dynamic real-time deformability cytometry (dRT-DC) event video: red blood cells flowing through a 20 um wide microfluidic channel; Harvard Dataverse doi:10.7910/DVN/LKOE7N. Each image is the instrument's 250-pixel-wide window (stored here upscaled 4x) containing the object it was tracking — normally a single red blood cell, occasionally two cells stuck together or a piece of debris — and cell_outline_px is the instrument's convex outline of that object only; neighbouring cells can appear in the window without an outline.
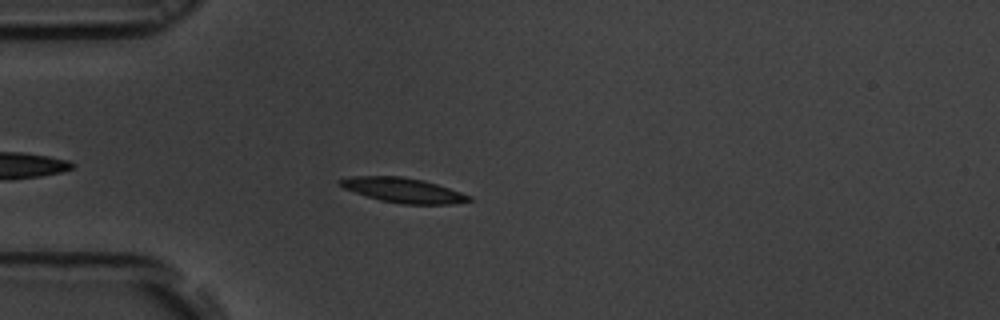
{"species": "common noctule bat (a hibernating species)", "species_latin": "Nyctalus noctula", "temperature_condition": "room temperature", "stored_images_in_passage": 42, "camera_frame_rate_fps": 3000, "um_per_image_px": 0.085, "animal": {"sex": "male", "body_mass_g": 19.5, "forearm_length_mm": 54.6}, "frame": {"image": 1, "passage_image": 2, "time_ms": 0.333, "image_size_px": [1000, 320], "cell_outline_px": [[472, 200], [452, 204], [400, 204], [380, 200], [344, 188], [336, 180], [352, 176], [400, 176], [424, 180], [472, 196]], "centroid_in_image_um": [34.27, 16.17], "position_along_channel_um": 50.7, "area_um2": 18.44}}
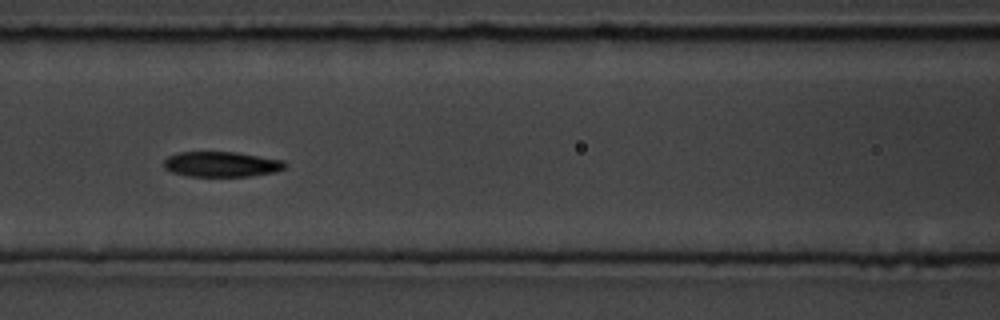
{"frame": {"image": 2, "passage_image": 11, "time_ms": 3.333, "image_size_px": [1000, 320], "cell_outline_px": [[288, 164], [284, 168], [276, 172], [248, 176], [188, 176], [172, 172], [164, 168], [164, 160], [168, 156], [180, 152], [236, 152], [284, 160]], "centroid_in_image_um": [18.84, 13.96], "position_along_channel_um": 147.8, "area_um2": 17.86}}
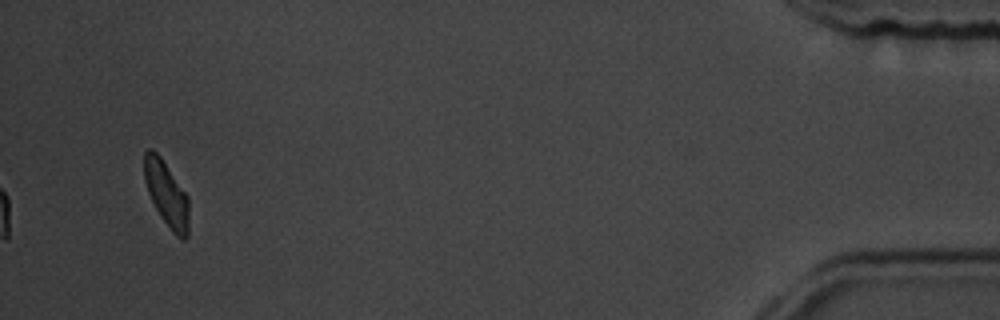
{"frame": {"image": 3, "passage_image": 40, "time_ms": 13.0, "image_size_px": [1000, 320], "cell_outline_px": [[188, 236], [184, 240], [176, 236], [172, 232], [160, 216], [148, 192], [144, 180], [144, 152], [148, 148], [152, 148], [160, 156], [188, 196]], "centroid_in_image_um": [14.15, 16.48], "position_along_channel_um": 421.1, "area_um2": 16.88}, "authors_computed_cell_mechanics": {"area_um2": 18.2648, "velocity_mm_per_s": 3.6364, "shape_relaxation_time_tau1_ms": 2.4808, "shape_relaxation_time_tau2_ms": 8.1394, "deformation_change_tau1": 0.1236, "deformation_change_tau2": 0.1182}}